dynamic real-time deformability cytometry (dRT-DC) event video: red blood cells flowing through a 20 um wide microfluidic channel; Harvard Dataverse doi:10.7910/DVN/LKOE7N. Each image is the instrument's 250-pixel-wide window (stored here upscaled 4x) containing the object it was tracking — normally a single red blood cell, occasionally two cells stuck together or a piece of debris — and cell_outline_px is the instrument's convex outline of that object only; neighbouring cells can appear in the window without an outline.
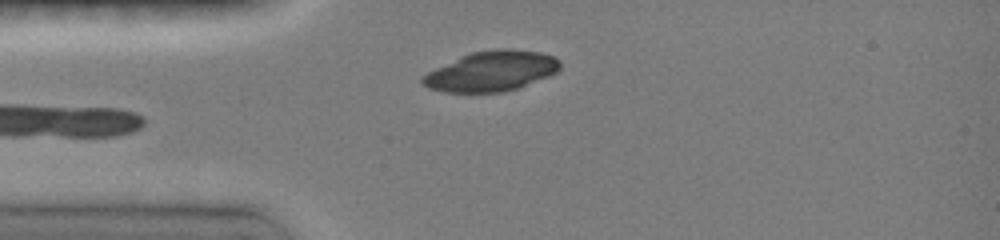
{"species": "common noctule bat (a hibernating species)", "species_latin": "Nyctalus noctula", "temperature_condition": "room temperature", "stored_images_in_passage": 2, "camera_frame_rate_fps": 3000, "um_per_image_px": 0.085, "animal": {"sex": "female", "body_mass_g": 19.0, "forearm_length_mm": 51.5}, "frame": {"image": 1, "passage_image": 2, "time_ms": 0.667, "image_size_px": [1000, 240], "cell_outline_px": [[560, 68], [556, 72], [548, 76], [520, 88], [504, 92], [444, 92], [428, 88], [420, 80], [420, 76], [460, 56], [472, 52], [496, 48], [508, 48], [540, 52], [552, 56], [560, 60]], "centroid_in_image_um": [41.77, 6.05], "position_along_channel_um": 43.2, "area_um2": 32.25}}